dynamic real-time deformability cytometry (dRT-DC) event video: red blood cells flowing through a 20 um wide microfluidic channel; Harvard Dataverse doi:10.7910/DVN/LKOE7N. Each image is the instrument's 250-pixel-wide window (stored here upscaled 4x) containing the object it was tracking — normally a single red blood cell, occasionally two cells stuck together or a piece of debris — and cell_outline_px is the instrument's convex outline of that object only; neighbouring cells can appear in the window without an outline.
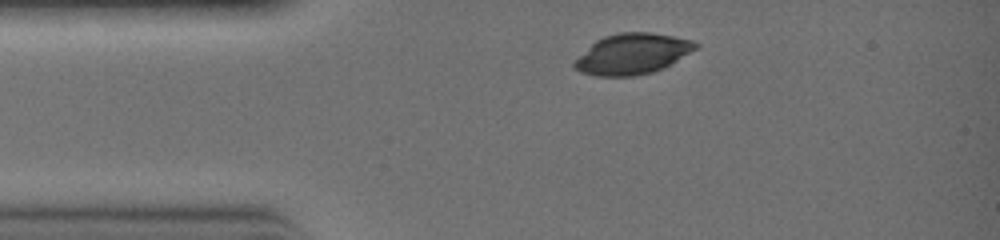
{"species": "common noctule bat (a hibernating species)", "species_latin": "Nyctalus noctula", "temperature_condition": "warm", "stored_images_in_passage": 2, "camera_frame_rate_fps": 3000, "um_per_image_px": 0.085, "animal": {"sex": "female", "body_mass_g": 19.0, "forearm_length_mm": 51.5}, "frame": {"image": 1, "passage_image": 1, "time_ms": 0.0, "image_size_px": [1000, 240], "cell_outline_px": [[700, 44], [696, 48], [664, 68], [652, 72], [636, 76], [596, 76], [580, 72], [572, 64], [596, 40], [604, 36], [620, 32], [648, 32], [672, 36], [692, 40]], "centroid_in_image_um": [53.76, 4.58], "position_along_channel_um": 31.2, "area_um2": 28.38}}